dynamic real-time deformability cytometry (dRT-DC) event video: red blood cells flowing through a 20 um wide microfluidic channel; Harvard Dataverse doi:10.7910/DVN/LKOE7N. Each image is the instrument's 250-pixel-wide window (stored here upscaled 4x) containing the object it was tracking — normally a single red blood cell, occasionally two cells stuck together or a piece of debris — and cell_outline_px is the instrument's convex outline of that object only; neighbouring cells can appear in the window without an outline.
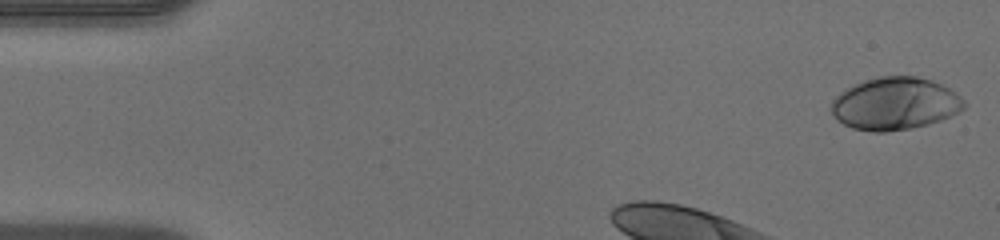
{"species": "human", "species_latin": "Homo sapiens", "temperature_condition": "warm", "stored_images_in_passage": 33, "camera_frame_rate_fps": 3000, "um_per_image_px": 0.085, "donor": {"sex": "male"}, "frame": {"image": 1, "passage_image": 1, "time_ms": 0.0, "image_size_px": [1000, 240], "cell_outline_px": [[968, 104], [960, 112], [940, 120], [928, 124], [908, 128], [884, 132], [872, 132], [852, 128], [836, 120], [832, 112], [832, 100], [844, 88], [852, 84], [864, 80], [880, 76], [916, 76], [932, 80], [956, 92]], "centroid_in_image_um": [76.07, 8.8], "position_along_channel_um": 8.9, "area_um2": 40.81}}
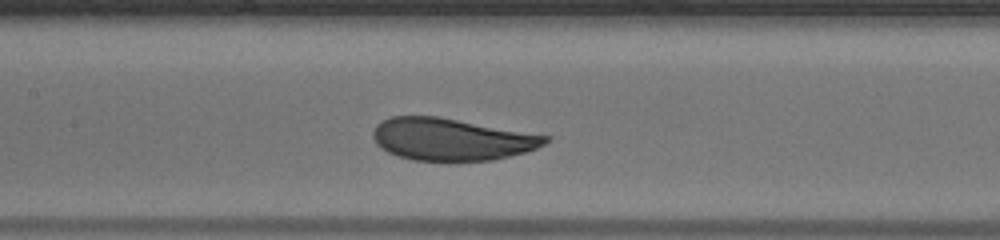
{"frame": {"image": 2, "passage_image": 16, "time_ms": 5.0, "image_size_px": [1000, 240], "cell_outline_px": [[552, 140], [536, 148], [524, 152], [492, 160], [412, 160], [388, 152], [380, 148], [376, 144], [372, 136], [372, 132], [376, 124], [392, 116], [440, 116], [552, 136]], "centroid_in_image_um": [38.38, 11.82], "position_along_channel_um": 169.0, "area_um2": 42.43}}
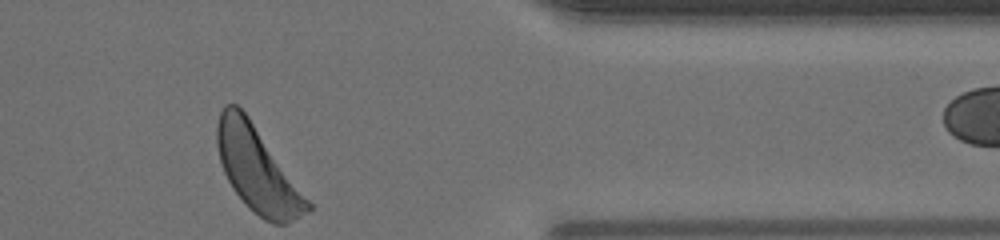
{"frame": {"image": 3, "passage_image": 33, "time_ms": 10.667, "image_size_px": [1000, 240], "cell_outline_px": [[312, 208], [308, 212], [288, 224], [272, 224], [264, 220], [248, 208], [232, 188], [224, 172], [220, 160], [216, 144], [216, 124], [220, 112], [224, 104], [236, 104], [248, 116], [312, 204]], "centroid_in_image_um": [21.86, 14.44], "position_along_channel_um": 389.5, "area_um2": 44.45}}